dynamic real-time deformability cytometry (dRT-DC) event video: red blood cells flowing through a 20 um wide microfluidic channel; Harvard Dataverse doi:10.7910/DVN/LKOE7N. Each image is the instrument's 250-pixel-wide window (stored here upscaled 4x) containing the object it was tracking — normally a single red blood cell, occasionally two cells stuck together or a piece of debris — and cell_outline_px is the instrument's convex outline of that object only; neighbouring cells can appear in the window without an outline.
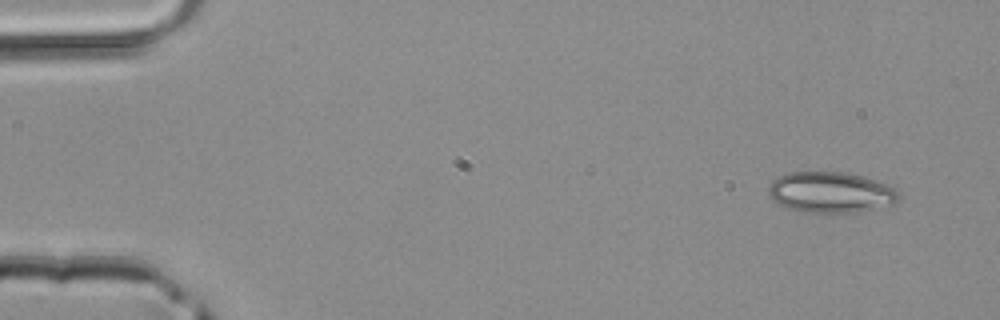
{"species": "common noctule bat (a hibernating species)", "species_latin": "Nyctalus noctula", "temperature_condition": "room temperature", "stored_images_in_passage": 5, "camera_frame_rate_fps": 3000, "um_per_image_px": 0.085, "animal": {"sex": "male", "body_mass_g": 20.4}, "frame": {"image": 1, "passage_image": 1, "time_ms": 0.0, "image_size_px": [1000, 320], "cell_outline_px": [[900, 196], [896, 204], [852, 212], [800, 212], [788, 208], [772, 200], [768, 192], [768, 184], [776, 176], [788, 172], [844, 172], [876, 180], [888, 184], [896, 188], [900, 192]], "centroid_in_image_um": [70.6, 16.34], "position_along_channel_um": 14.4, "area_um2": 31.21}}